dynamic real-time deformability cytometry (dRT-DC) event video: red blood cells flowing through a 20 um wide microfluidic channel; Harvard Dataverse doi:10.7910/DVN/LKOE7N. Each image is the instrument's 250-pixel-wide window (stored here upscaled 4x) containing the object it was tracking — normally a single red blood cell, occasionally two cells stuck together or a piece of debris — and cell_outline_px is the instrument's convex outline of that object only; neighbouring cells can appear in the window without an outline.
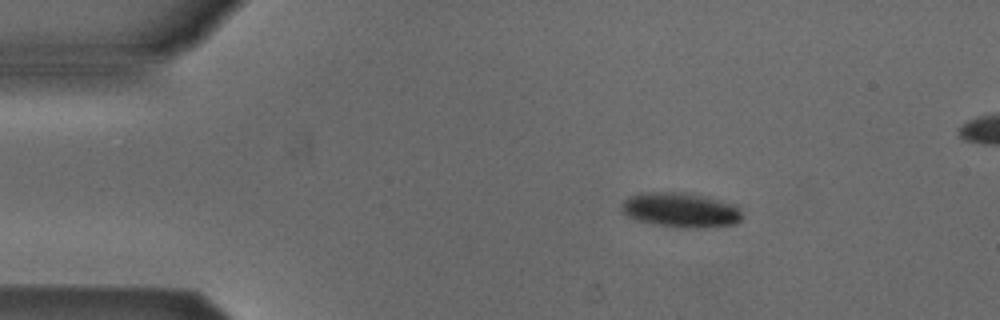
{"species": "Egyptian fruit bat (a non-hibernating species)", "species_latin": "Rousettus aegyptiacus", "temperature_condition": "cold", "stored_images_in_passage": 44, "camera_frame_rate_fps": 3000, "um_per_image_px": 0.085, "animal": {"sex": "male"}, "frame": {"image": 1, "passage_image": 1, "time_ms": 0.0, "image_size_px": [1000, 320], "cell_outline_px": [[744, 216], [736, 224], [704, 228], [676, 228], [636, 220], [620, 212], [620, 204], [628, 196], [640, 192], [684, 192], [704, 196], [736, 204], [740, 208]], "centroid_in_image_um": [57.85, 17.85], "position_along_channel_um": 27.1, "area_um2": 25.03}}
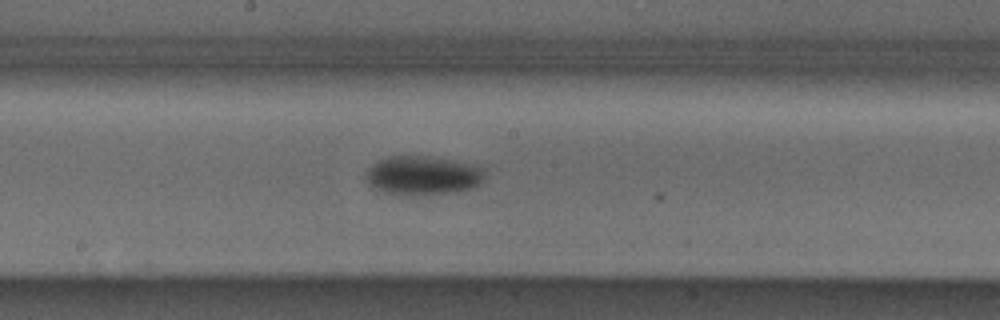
{"frame": {"image": 2, "passage_image": 20, "time_ms": 6.333, "image_size_px": [1000, 320], "cell_outline_px": [[484, 180], [480, 184], [472, 188], [456, 192], [416, 196], [400, 196], [380, 192], [372, 188], [368, 184], [368, 168], [380, 160], [388, 156], [424, 156], [476, 164], [484, 168]], "centroid_in_image_um": [35.96, 14.95], "position_along_channel_um": 212.2, "area_um2": 27.46}}
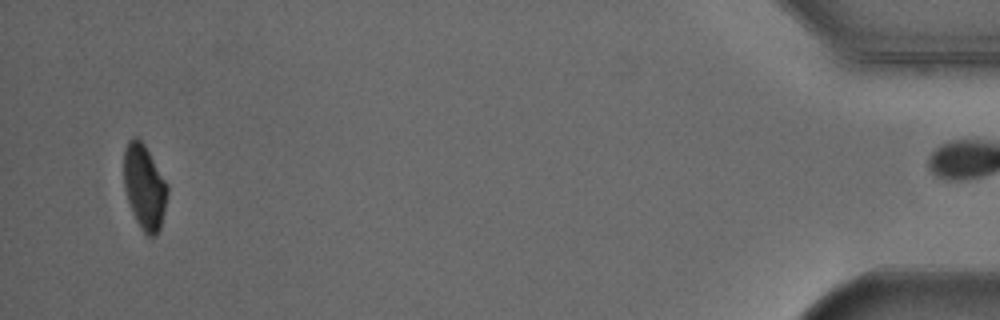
{"frame": {"image": 3, "passage_image": 43, "time_ms": 14.0, "image_size_px": [1000, 320], "cell_outline_px": [[168, 196], [160, 228], [156, 236], [148, 236], [144, 232], [136, 220], [132, 212], [124, 188], [124, 148], [128, 140], [136, 136], [144, 144], [168, 184]], "centroid_in_image_um": [12.28, 15.88], "position_along_channel_um": 422.9, "area_um2": 21.56}, "authors_computed_cell_mechanics": {"area_um2": 25.6054, "velocity_mm_per_s": 3.8811, "shape_relaxation_time_tau1_ms": 2.5672, "shape_relaxation_time_tau2_ms": null, "deformation_change_tau1": 0.0873, "deformation_change_tau2": null}}